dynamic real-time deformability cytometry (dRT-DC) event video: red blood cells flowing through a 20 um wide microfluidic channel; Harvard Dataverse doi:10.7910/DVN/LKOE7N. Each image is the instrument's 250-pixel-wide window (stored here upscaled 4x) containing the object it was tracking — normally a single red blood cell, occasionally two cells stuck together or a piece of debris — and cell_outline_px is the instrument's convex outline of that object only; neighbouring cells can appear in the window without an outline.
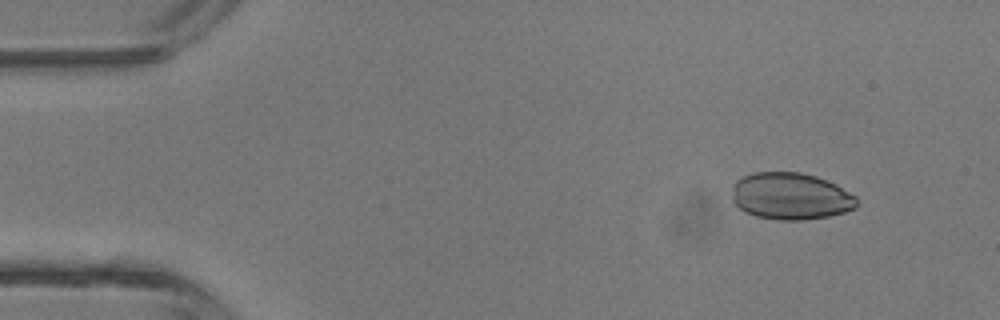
{"species": "common noctule bat (a hibernating species)", "species_latin": "Nyctalus noctula", "temperature_condition": "room temperature", "stored_images_in_passage": 4, "camera_frame_rate_fps": 3000, "um_per_image_px": 0.085, "animal": {"sex": "male", "body_mass_g": 13.3}, "frame": {"image": 1, "passage_image": 1, "time_ms": 0.0, "image_size_px": [1000, 320], "cell_outline_px": [[860, 204], [856, 208], [844, 212], [828, 216], [800, 220], [780, 220], [756, 216], [744, 212], [732, 200], [732, 184], [736, 180], [752, 172], [800, 172], [816, 176], [836, 184], [856, 196]], "centroid_in_image_um": [67.21, 16.67], "position_along_channel_um": 17.8, "area_um2": 34.39}}